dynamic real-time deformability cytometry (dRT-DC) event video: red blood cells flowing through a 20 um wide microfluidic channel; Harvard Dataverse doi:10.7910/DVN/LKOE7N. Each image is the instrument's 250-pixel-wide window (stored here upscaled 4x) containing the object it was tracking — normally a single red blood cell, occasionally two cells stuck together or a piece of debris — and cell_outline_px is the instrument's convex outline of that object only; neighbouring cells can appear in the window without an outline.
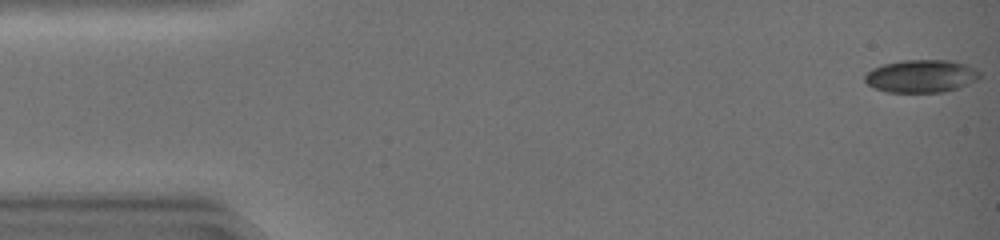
{"species": "common noctule bat (a hibernating species)", "species_latin": "Nyctalus noctula", "temperature_condition": "warm", "stored_images_in_passage": 45, "camera_frame_rate_fps": 3000, "um_per_image_px": 0.085, "animal": {"sex": "female", "body_mass_g": 19.0, "forearm_length_mm": 51.5}, "frame": {"image": 1, "passage_image": 1, "time_ms": 0.0, "image_size_px": [1000, 240], "cell_outline_px": [[980, 76], [976, 80], [968, 84], [944, 92], [888, 92], [872, 88], [864, 80], [864, 76], [872, 68], [884, 64], [904, 60], [952, 60], [968, 64], [980, 72]], "centroid_in_image_um": [78.3, 6.46], "position_along_channel_um": 6.7, "area_um2": 22.02}}
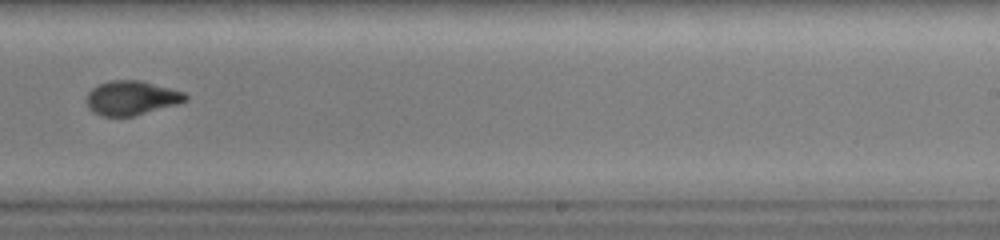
{"frame": {"image": 2, "passage_image": 29, "time_ms": 9.333, "image_size_px": [1000, 240], "cell_outline_px": [[188, 100], [176, 104], [132, 116], [104, 116], [92, 112], [88, 108], [84, 100], [88, 92], [92, 88], [100, 84], [112, 80], [140, 80], [184, 92], [188, 96]], "centroid_in_image_um": [11.13, 8.32], "position_along_channel_um": 277.9, "area_um2": 19.65}}
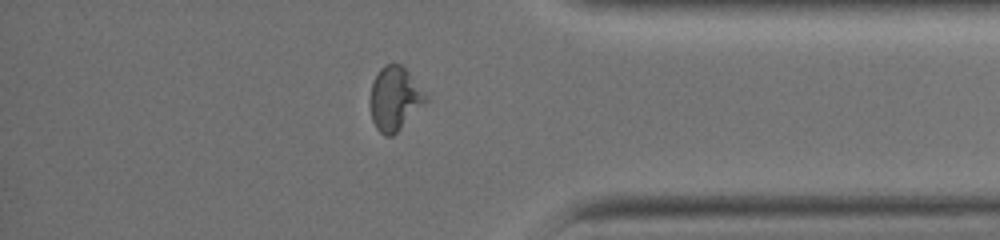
{"frame": {"image": 3, "passage_image": 38, "time_ms": 12.333, "image_size_px": [1000, 240], "cell_outline_px": [[428, 100], [392, 136], [384, 136], [376, 128], [372, 120], [368, 104], [368, 100], [372, 84], [380, 68], [384, 64], [400, 64], [408, 72], [428, 96]], "centroid_in_image_um": [33.51, 8.39], "position_along_channel_um": 401.7, "area_um2": 20.58}, "authors_computed_cell_mechanics": {"area_um2": 20.8658, "velocity_mm_per_s": 4.3564, "shape_relaxation_time_tau1_ms": 8.9935, "shape_relaxation_time_tau2_ms": null, "deformation_change_tau1": 0.273, "deformation_change_tau2": null}}